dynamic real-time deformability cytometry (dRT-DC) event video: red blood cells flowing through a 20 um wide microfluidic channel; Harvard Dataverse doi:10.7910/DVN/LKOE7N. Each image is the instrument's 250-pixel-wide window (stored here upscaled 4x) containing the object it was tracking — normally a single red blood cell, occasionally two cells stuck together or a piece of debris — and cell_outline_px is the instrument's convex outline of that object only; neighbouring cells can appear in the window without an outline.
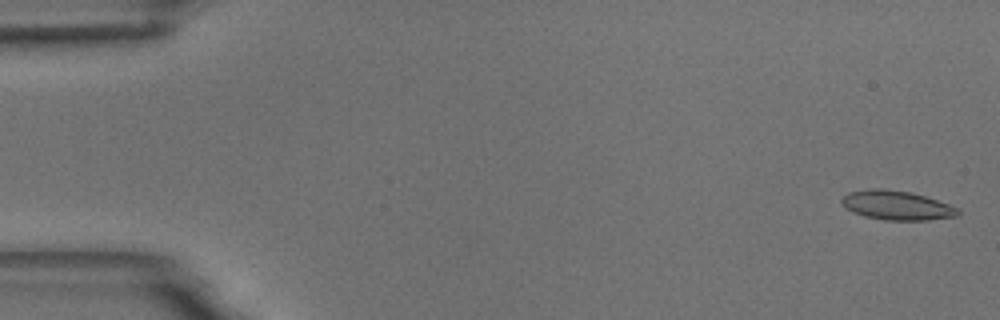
{"species": "common noctule bat (a hibernating species)", "species_latin": "Nyctalus noctula", "temperature_condition": "room temperature", "stored_images_in_passage": 55, "camera_frame_rate_fps": 3000, "um_per_image_px": 0.085, "animal": {"sex": "male", "body_mass_g": 18.8}, "frame": {"image": 1, "passage_image": 2, "time_ms": 0.333, "image_size_px": [1000, 320], "cell_outline_px": [[960, 212], [956, 216], [928, 220], [884, 220], [864, 216], [852, 212], [840, 200], [848, 192], [872, 188], [880, 188], [908, 192], [924, 196], [960, 208]], "centroid_in_image_um": [76.22, 17.46], "position_along_channel_um": 8.8, "area_um2": 19.59}}
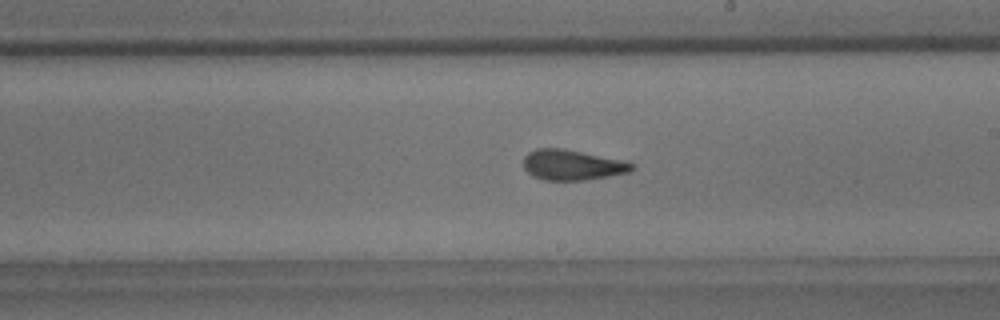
{"frame": {"image": 2, "passage_image": 32, "time_ms": 10.333, "image_size_px": [1000, 320], "cell_outline_px": [[636, 168], [628, 172], [608, 176], [584, 180], [544, 180], [532, 176], [524, 168], [524, 156], [528, 152], [536, 148], [564, 148], [624, 160], [632, 164]], "centroid_in_image_um": [48.62, 14.01], "position_along_channel_um": 240.4, "area_um2": 19.25}}
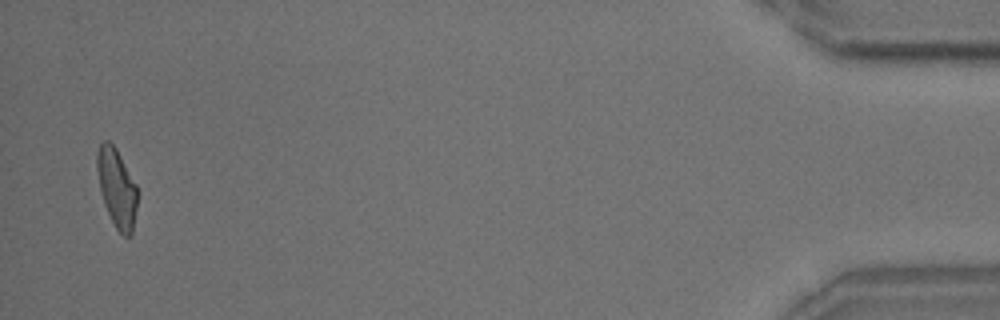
{"frame": {"image": 3, "passage_image": 54, "time_ms": 17.667, "image_size_px": [1000, 320], "cell_outline_px": [[136, 208], [132, 232], [128, 236], [124, 236], [116, 228], [104, 204], [100, 192], [96, 168], [96, 156], [100, 144], [104, 140], [108, 140], [116, 148], [136, 184]], "centroid_in_image_um": [9.9, 15.94], "position_along_channel_um": 425.3, "area_um2": 18.21}, "authors_computed_cell_mechanics": {"area_um2": 19.3052, "velocity_mm_per_s": 3.6872, "shape_relaxation_time_tau1_ms": 5.8949, "shape_relaxation_time_tau2_ms": 1.5484, "deformation_change_tau1": 0.1771, "deformation_change_tau2": 0.0979}}